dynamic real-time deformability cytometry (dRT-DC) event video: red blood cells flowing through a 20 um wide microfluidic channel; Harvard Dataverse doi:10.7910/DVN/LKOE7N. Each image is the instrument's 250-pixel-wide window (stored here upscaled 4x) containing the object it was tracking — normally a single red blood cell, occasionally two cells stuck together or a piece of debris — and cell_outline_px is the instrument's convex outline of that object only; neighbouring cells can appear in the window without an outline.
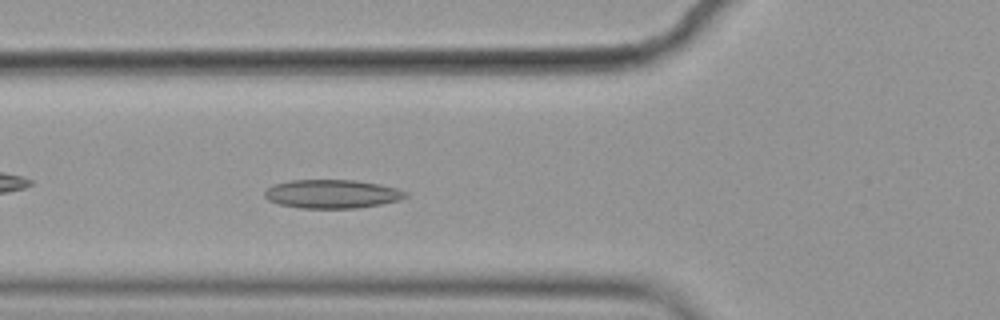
{"species": "common noctule bat (a hibernating species)", "species_latin": "Nyctalus noctula", "temperature_condition": "cold", "stored_images_in_passage": 44, "camera_frame_rate_fps": 3000, "um_per_image_px": 0.085, "animal": {"sex": "female", "body_mass_g": 19.9}, "frame": {"image": 1, "passage_image": 8, "time_ms": 2.333, "image_size_px": [1000, 320], "cell_outline_px": [[408, 196], [400, 200], [380, 204], [356, 208], [300, 208], [280, 204], [268, 200], [264, 196], [264, 192], [272, 184], [292, 180], [356, 180], [380, 184], [396, 188], [408, 192]], "centroid_in_image_um": [28.23, 16.48], "position_along_channel_um": 97.6, "area_um2": 23.58}}
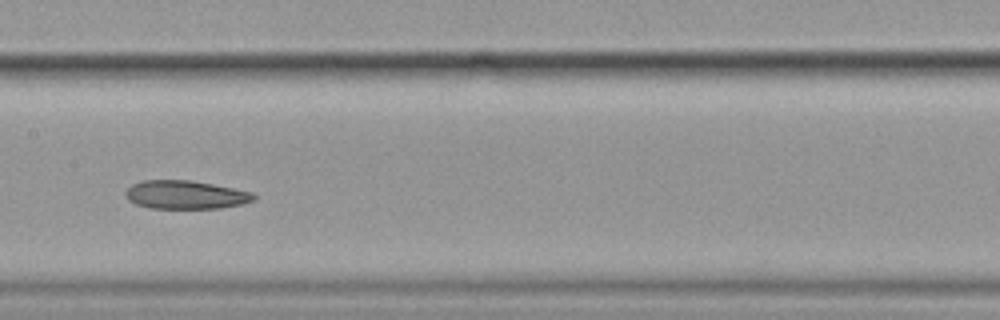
{"frame": {"image": 2, "passage_image": 16, "time_ms": 5.0, "image_size_px": [1000, 320], "cell_outline_px": [[256, 200], [240, 204], [220, 208], [148, 208], [136, 204], [128, 200], [124, 192], [132, 184], [144, 180], [192, 180], [252, 192], [256, 196]], "centroid_in_image_um": [15.75, 16.55], "position_along_channel_um": 191.6, "area_um2": 21.21}}
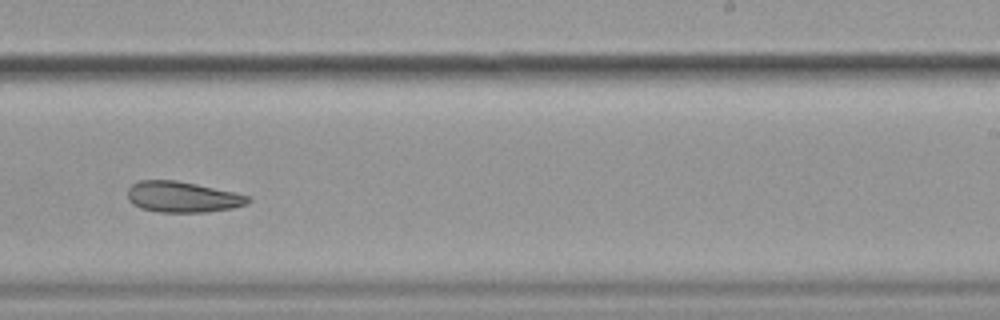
{"frame": {"image": 3, "passage_image": 23, "time_ms": 7.333, "image_size_px": [1000, 320], "cell_outline_px": [[252, 200], [248, 204], [232, 208], [208, 212], [160, 212], [140, 208], [132, 204], [128, 200], [128, 188], [132, 184], [140, 180], [176, 180], [196, 184], [252, 196]], "centroid_in_image_um": [15.53, 16.74], "position_along_channel_um": 273.5, "area_um2": 21.79}}